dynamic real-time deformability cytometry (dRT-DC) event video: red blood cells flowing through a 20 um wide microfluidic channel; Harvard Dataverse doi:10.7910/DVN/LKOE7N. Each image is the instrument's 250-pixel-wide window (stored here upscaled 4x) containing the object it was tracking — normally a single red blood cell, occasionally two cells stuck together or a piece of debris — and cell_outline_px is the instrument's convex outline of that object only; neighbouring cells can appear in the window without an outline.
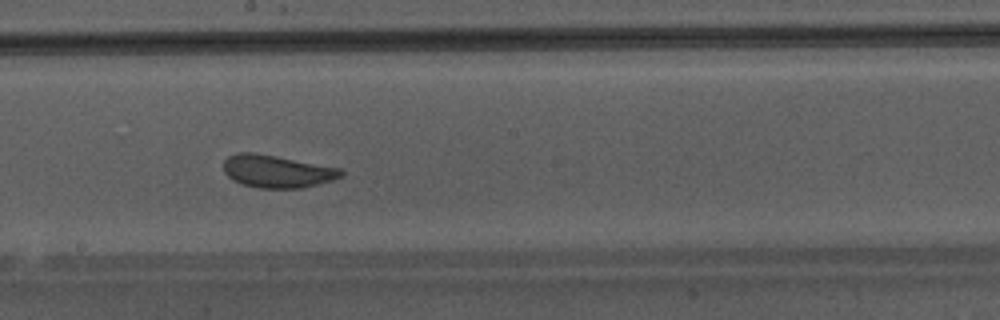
{"species": "Egyptian fruit bat (a non-hibernating species)", "species_latin": "Rousettus aegyptiacus", "temperature_condition": "warm", "stored_images_in_passage": 49, "camera_frame_rate_fps": 3000, "um_per_image_px": 0.085, "animal": {"sex": "male"}, "frame": {"image": 1, "passage_image": 28, "time_ms": 9.0, "image_size_px": [1000, 320], "cell_outline_px": [[344, 176], [332, 180], [300, 188], [260, 188], [244, 184], [232, 180], [224, 172], [224, 160], [228, 156], [240, 152], [252, 152], [276, 156], [340, 168], [344, 172]], "centroid_in_image_um": [23.54, 14.56], "position_along_channel_um": 224.7, "area_um2": 22.14}}